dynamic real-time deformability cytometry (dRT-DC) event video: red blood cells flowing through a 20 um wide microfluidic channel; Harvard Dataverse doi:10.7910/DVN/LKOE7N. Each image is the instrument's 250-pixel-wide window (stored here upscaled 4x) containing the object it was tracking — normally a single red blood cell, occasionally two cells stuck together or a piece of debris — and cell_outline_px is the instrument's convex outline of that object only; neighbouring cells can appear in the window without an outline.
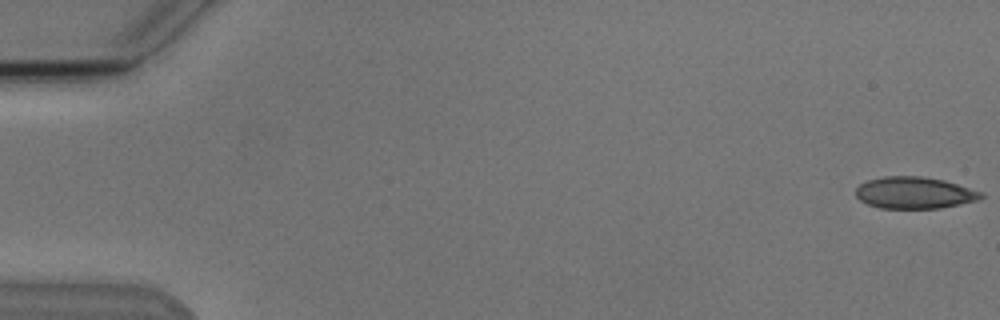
{"species": "Egyptian fruit bat (a non-hibernating species)", "species_latin": "Rousettus aegyptiacus", "temperature_condition": "cold", "stored_images_in_passage": 5, "camera_frame_rate_fps": 3000, "um_per_image_px": 0.085, "animal": {"sex": "male"}, "frame": {"image": 1, "passage_image": 1, "time_ms": 0.0, "image_size_px": [1000, 320], "cell_outline_px": [[984, 196], [980, 200], [940, 208], [880, 208], [868, 204], [860, 200], [856, 196], [856, 188], [860, 184], [868, 180], [884, 176], [920, 176], [944, 180], [984, 192]], "centroid_in_image_um": [77.75, 16.38], "position_along_channel_um": 7.2, "area_um2": 23.24}}
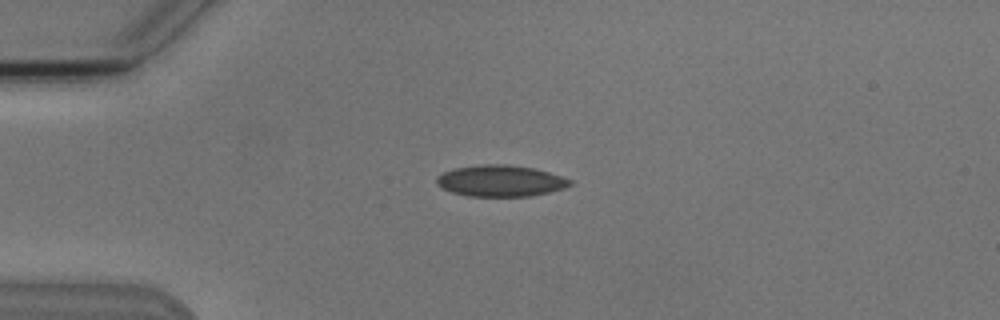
{"frame": {"image": 2, "passage_image": 4, "time_ms": 4.333, "image_size_px": [1000, 320], "cell_outline_px": [[572, 184], [564, 188], [532, 196], [468, 196], [452, 192], [440, 188], [436, 184], [436, 176], [452, 168], [480, 164], [504, 164], [536, 168], [572, 180]], "centroid_in_image_um": [42.5, 15.36], "position_along_channel_um": 42.5, "area_um2": 24.51}}